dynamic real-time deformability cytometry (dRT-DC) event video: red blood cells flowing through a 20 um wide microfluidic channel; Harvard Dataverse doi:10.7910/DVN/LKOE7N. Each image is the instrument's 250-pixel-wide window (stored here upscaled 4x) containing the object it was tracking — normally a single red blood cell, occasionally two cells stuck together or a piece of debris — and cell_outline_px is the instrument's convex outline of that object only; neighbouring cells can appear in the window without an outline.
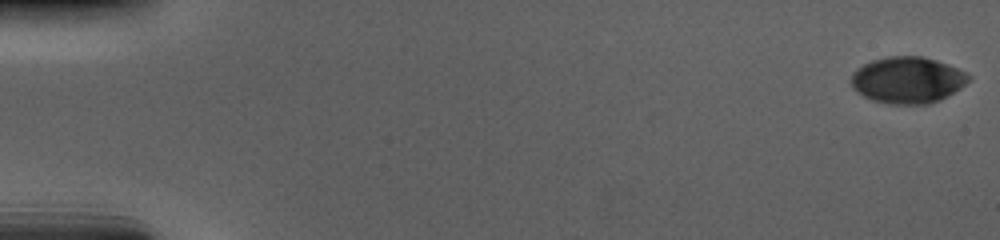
{"species": "human", "species_latin": "Homo sapiens", "temperature_condition": "cold", "stored_images_in_passage": 57, "camera_frame_rate_fps": 3000, "um_per_image_px": 0.085, "donor": {"sex": "male"}, "frame": {"image": 1, "passage_image": 1, "time_ms": 0.0, "image_size_px": [1000, 240], "cell_outline_px": [[972, 76], [960, 88], [948, 96], [940, 100], [928, 104], [888, 104], [872, 100], [864, 96], [852, 88], [852, 72], [856, 68], [872, 60], [888, 56], [924, 56], [948, 64]], "centroid_in_image_um": [77.13, 6.8], "position_along_channel_um": 7.9, "area_um2": 31.85}}
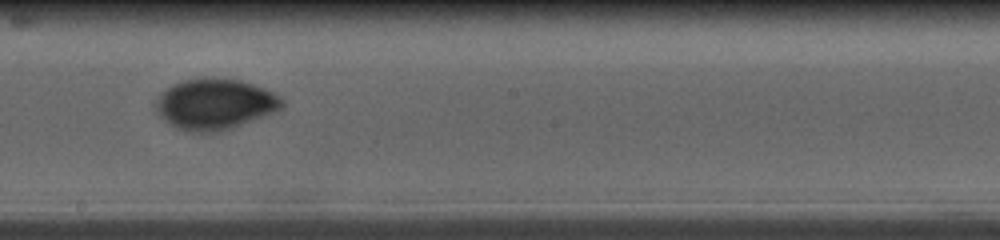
{"frame": {"image": 2, "passage_image": 33, "time_ms": 10.667, "image_size_px": [1000, 240], "cell_outline_px": [[284, 104], [280, 108], [264, 116], [232, 128], [220, 132], [188, 132], [176, 128], [164, 120], [156, 112], [152, 104], [172, 84], [184, 80], [204, 76], [240, 80], [264, 88], [280, 96], [284, 100]], "centroid_in_image_um": [18.23, 8.85], "position_along_channel_um": 230.0, "area_um2": 37.57}}
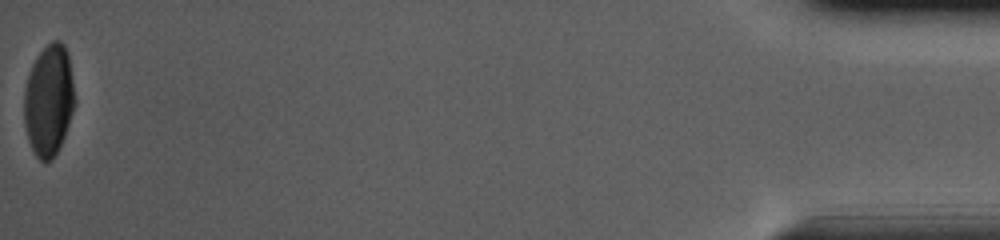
{"frame": {"image": 3, "passage_image": 57, "time_ms": 18.667, "image_size_px": [1000, 240], "cell_outline_px": [[76, 104], [60, 148], [52, 160], [44, 164], [36, 156], [28, 140], [24, 124], [24, 88], [32, 64], [36, 56], [52, 40], [60, 40], [64, 44], [68, 52], [76, 100]], "centroid_in_image_um": [4.16, 8.55], "position_along_channel_um": 431.0, "area_um2": 33.47}, "authors_computed_cell_mechanics": {"area_um2": 34.5066, "velocity_mm_per_s": 3.692, "shape_relaxation_time_tau1_ms": 5.5355, "shape_relaxation_time_tau2_ms": null, "deformation_change_tau1": 0.1656, "deformation_change_tau2": null}}